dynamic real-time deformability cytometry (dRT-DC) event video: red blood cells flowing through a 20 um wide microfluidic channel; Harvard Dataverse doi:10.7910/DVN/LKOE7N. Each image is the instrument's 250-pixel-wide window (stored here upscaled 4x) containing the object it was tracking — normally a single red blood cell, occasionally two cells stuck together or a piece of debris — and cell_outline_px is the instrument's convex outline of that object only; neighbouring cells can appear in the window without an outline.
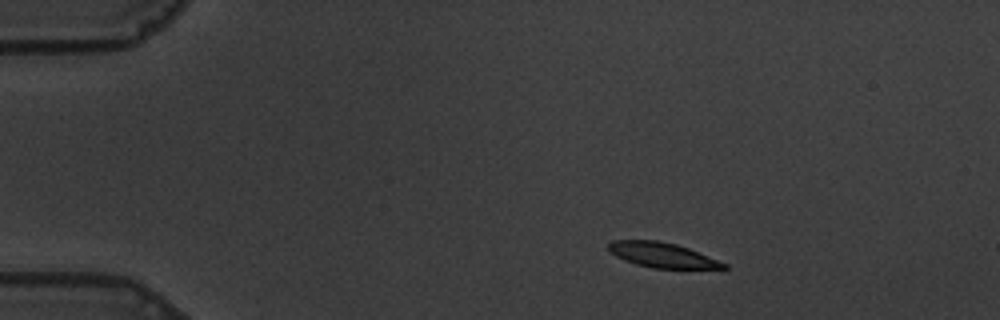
{"species": "common noctule bat (a hibernating species)", "species_latin": "Nyctalus noctula", "temperature_condition": "warm", "stored_images_in_passage": 49, "camera_frame_rate_fps": 3000, "um_per_image_px": 0.085, "animal": {"sex": "male", "body_mass_g": 19.5, "forearm_length_mm": 54.6}, "frame": {"image": 1, "passage_image": 1, "time_ms": 0.0, "image_size_px": [1000, 320], "cell_outline_px": [[728, 268], [652, 268], [636, 264], [624, 260], [616, 256], [608, 248], [608, 244], [612, 240], [656, 240], [676, 244], [688, 248], [728, 264]], "centroid_in_image_um": [56.27, 21.67], "position_along_channel_um": 28.7, "area_um2": 16.53}}
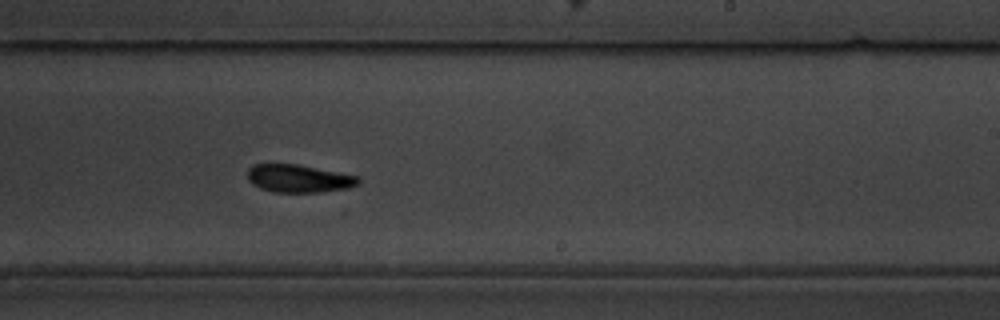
{"frame": {"image": 2, "passage_image": 27, "time_ms": 8.667, "image_size_px": [1000, 320], "cell_outline_px": [[360, 184], [348, 188], [320, 192], [272, 192], [260, 188], [252, 184], [248, 180], [248, 168], [252, 164], [296, 164], [360, 176]], "centroid_in_image_um": [25.4, 15.17], "position_along_channel_um": 263.6, "area_um2": 18.09}}
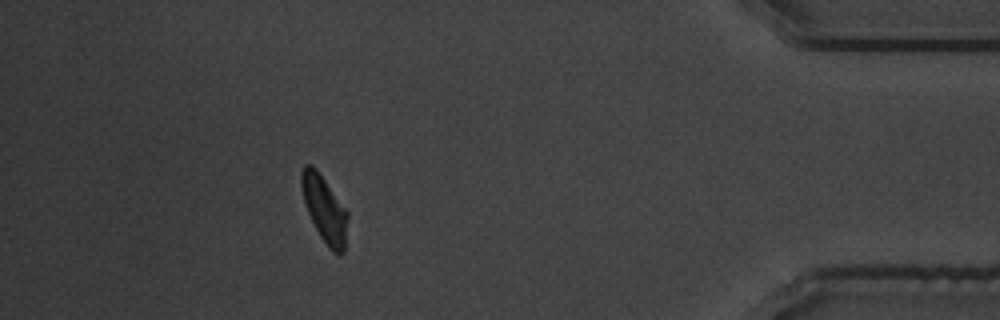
{"frame": {"image": 3, "passage_image": 43, "time_ms": 14.0, "image_size_px": [1000, 320], "cell_outline_px": [[348, 216], [344, 252], [340, 256], [336, 256], [328, 248], [320, 236], [304, 204], [300, 184], [300, 172], [304, 164], [312, 164], [316, 168], [348, 212]], "centroid_in_image_um": [27.57, 17.78], "position_along_channel_um": 407.6, "area_um2": 18.03}, "authors_computed_cell_mechanics": {"area_um2": 18.207, "velocity_mm_per_s": 3.5345, "shape_relaxation_time_tau1_ms": 4.6847, "shape_relaxation_time_tau2_ms": 4.5342, "deformation_change_tau1": 0.1961, "deformation_change_tau2": 0.1155}}